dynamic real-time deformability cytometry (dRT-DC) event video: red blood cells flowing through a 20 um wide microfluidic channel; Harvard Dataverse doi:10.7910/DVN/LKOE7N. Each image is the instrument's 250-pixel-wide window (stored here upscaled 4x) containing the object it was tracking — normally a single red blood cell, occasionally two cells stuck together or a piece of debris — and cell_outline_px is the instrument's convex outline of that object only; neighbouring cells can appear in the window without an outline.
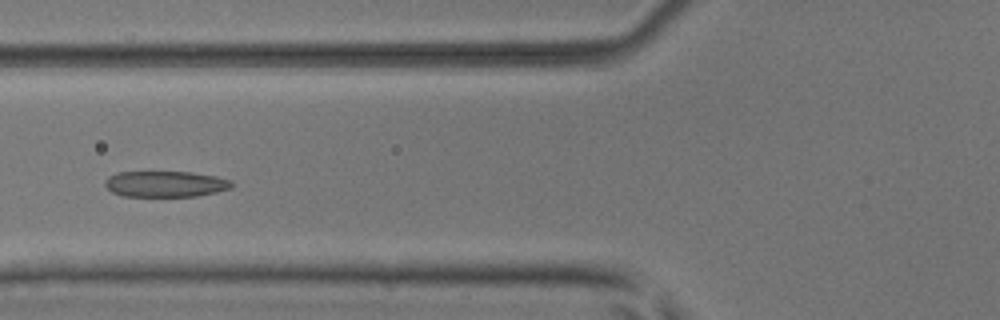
{"species": "common noctule bat (a hibernating species)", "species_latin": "Nyctalus noctula", "temperature_condition": "room temperature", "stored_images_in_passage": 17, "camera_frame_rate_fps": 3000, "um_per_image_px": 0.085, "animal": {"sex": "male", "body_mass_g": 17.9, "forearm_length_mm": 54.2}, "frame": {"image": 1, "passage_image": 6, "time_ms": 1.667, "image_size_px": [1000, 320], "cell_outline_px": [[232, 188], [216, 192], [196, 196], [124, 196], [112, 192], [104, 184], [104, 180], [108, 176], [116, 172], [192, 172], [216, 176], [232, 180]], "centroid_in_image_um": [14.06, 15.63], "position_along_channel_um": 111.7, "area_um2": 19.25}}
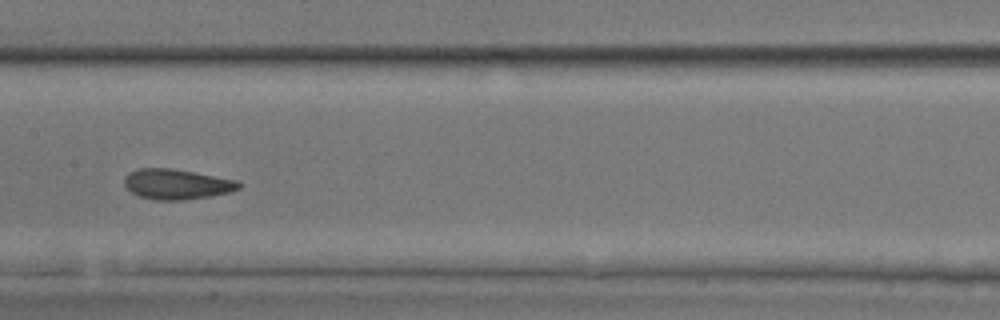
{"frame": {"image": 2, "passage_image": 12, "time_ms": 3.667, "image_size_px": [1000, 320], "cell_outline_px": [[244, 184], [240, 188], [228, 192], [208, 196], [180, 200], [156, 200], [140, 196], [132, 192], [124, 184], [124, 176], [128, 172], [140, 168], [172, 168], [240, 180]], "centroid_in_image_um": [15.05, 15.64], "position_along_channel_um": 192.4, "area_um2": 20.23}}